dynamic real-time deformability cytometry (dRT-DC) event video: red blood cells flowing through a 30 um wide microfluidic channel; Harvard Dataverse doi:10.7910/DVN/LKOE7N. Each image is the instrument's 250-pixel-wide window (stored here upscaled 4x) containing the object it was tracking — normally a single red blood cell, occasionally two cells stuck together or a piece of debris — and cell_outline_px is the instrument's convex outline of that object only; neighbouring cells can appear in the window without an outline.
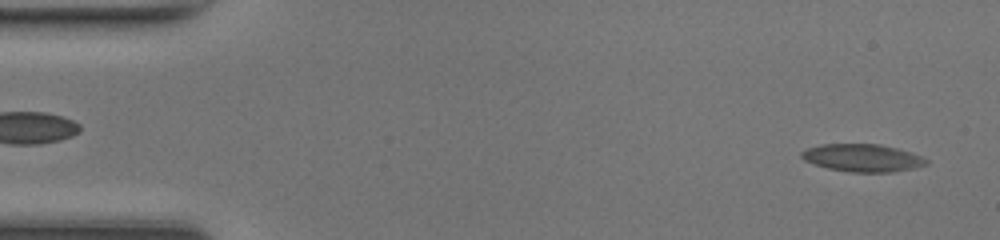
{"species": "common noctule bat (a hibernating species)", "species_latin": "Nyctalus noctula", "temperature_condition": "room temperature", "stored_images_in_passage": 47, "camera_frame_rate_fps": 3000, "um_per_image_px": 0.085, "animal": {"sex": "female", "body_mass_g": 17.0, "forearm_length_mm": 48.0}, "frame": {"image": 1, "passage_image": 2, "time_ms": 0.333, "image_size_px": [1000, 240], "cell_outline_px": [[928, 164], [916, 168], [892, 172], [852, 172], [828, 168], [804, 160], [800, 156], [800, 152], [808, 148], [820, 144], [880, 144], [912, 152], [928, 160]], "centroid_in_image_um": [73.33, 13.42], "position_along_channel_um": 11.7, "area_um2": 20.06}}
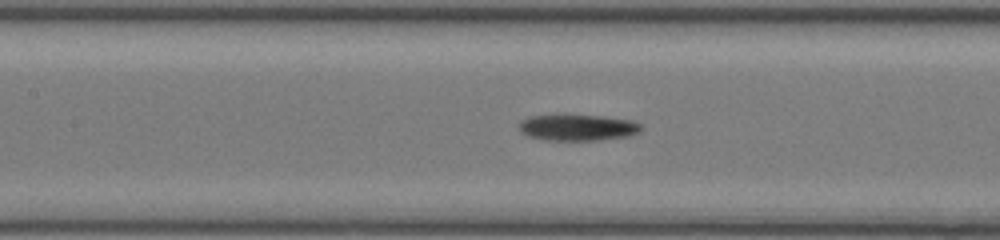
{"frame": {"image": 2, "passage_image": 21, "time_ms": 6.667, "image_size_px": [1000, 240], "cell_outline_px": [[644, 128], [640, 132], [632, 136], [600, 140], [544, 140], [528, 136], [520, 132], [520, 120], [528, 116], [556, 112], [604, 116], [632, 120], [640, 124]], "centroid_in_image_um": [49.08, 10.8], "position_along_channel_um": 158.3, "area_um2": 19.77}}
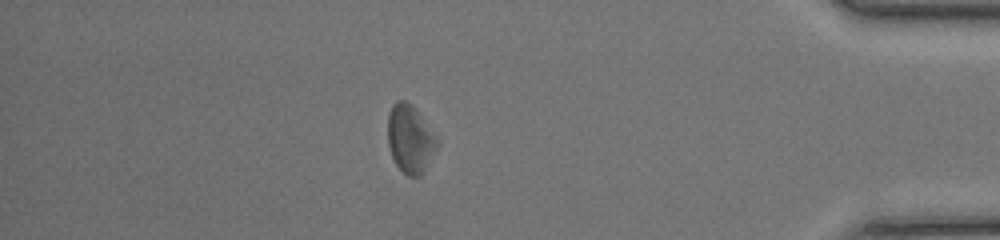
{"frame": {"image": 3, "passage_image": 41, "time_ms": 13.333, "image_size_px": [1000, 240], "cell_outline_px": [[440, 144], [424, 172], [420, 176], [408, 176], [396, 164], [392, 156], [388, 144], [388, 112], [392, 104], [396, 100], [404, 100], [412, 104], [436, 136]], "centroid_in_image_um": [34.87, 11.8], "position_along_channel_um": 400.3, "area_um2": 19.65}, "authors_computed_cell_mechanics": {"area_um2": 19.363, "velocity_mm_per_s": 4.2928, "shape_relaxation_time_tau1_ms": 6.1101, "shape_relaxation_time_tau2_ms": 4.2708, "deformation_change_tau1": 0.1387, "deformation_change_tau2": 0.1442}}